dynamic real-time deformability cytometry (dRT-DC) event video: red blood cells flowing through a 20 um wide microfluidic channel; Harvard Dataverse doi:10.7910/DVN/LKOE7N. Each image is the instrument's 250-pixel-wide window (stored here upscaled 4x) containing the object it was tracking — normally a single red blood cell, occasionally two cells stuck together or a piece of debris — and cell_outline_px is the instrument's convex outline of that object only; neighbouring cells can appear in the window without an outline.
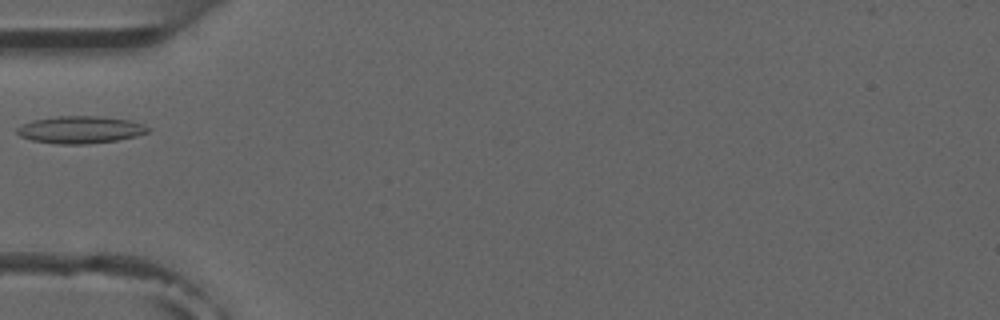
{"species": "common noctule bat (a hibernating species)", "species_latin": "Nyctalus noctula", "temperature_condition": "room temperature", "stored_images_in_passage": 5, "camera_frame_rate_fps": 3000, "um_per_image_px": 0.085, "animal": {"sex": "male", "forearm_length_mm": 52.5}, "frame": {"image": 1, "passage_image": 4, "time_ms": 3.667, "image_size_px": [1000, 320], "cell_outline_px": [[152, 128], [148, 132], [136, 136], [116, 140], [88, 144], [60, 144], [32, 140], [20, 136], [16, 132], [16, 128], [32, 120], [56, 116], [100, 116], [132, 120], [144, 124]], "centroid_in_image_um": [6.86, 11.02], "position_along_channel_um": 78.1, "area_um2": 20.92}}
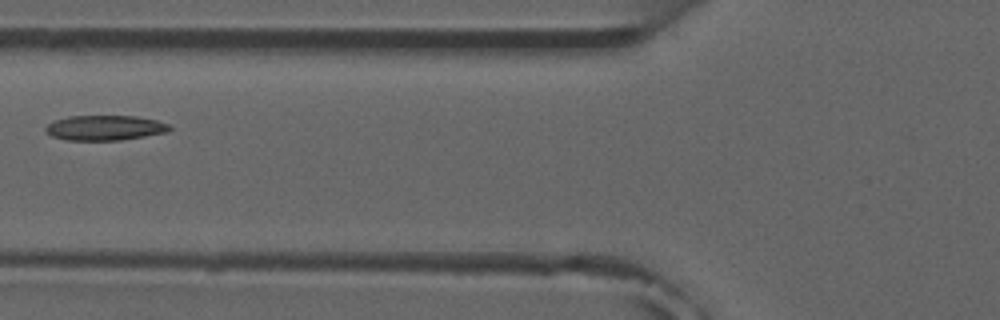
{"frame": {"image": 2, "passage_image": 5, "time_ms": 4.667, "image_size_px": [1000, 320], "cell_outline_px": [[172, 128], [168, 132], [120, 140], [68, 140], [52, 136], [44, 128], [48, 124], [56, 120], [68, 116], [136, 116], [156, 120], [168, 124]], "centroid_in_image_um": [8.93, 10.86], "position_along_channel_um": 116.9, "area_um2": 17.92}}